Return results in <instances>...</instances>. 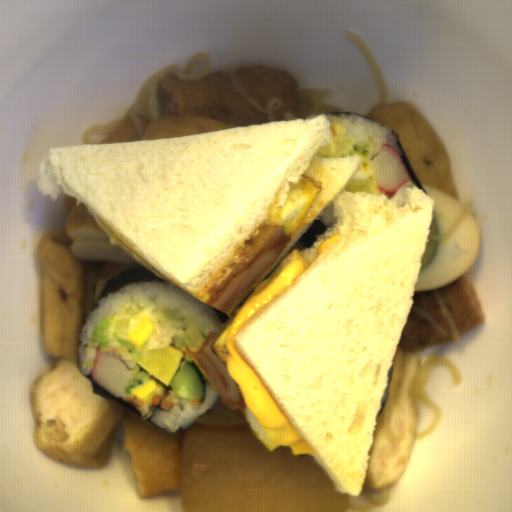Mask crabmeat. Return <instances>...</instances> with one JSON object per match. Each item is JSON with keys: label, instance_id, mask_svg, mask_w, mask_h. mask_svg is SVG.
<instances>
[{"label": "crabmeat", "instance_id": "f7934b28", "mask_svg": "<svg viewBox=\"0 0 512 512\" xmlns=\"http://www.w3.org/2000/svg\"><path fill=\"white\" fill-rule=\"evenodd\" d=\"M138 362L125 359L112 347H97L91 364V381L114 398L126 399Z\"/></svg>", "mask_w": 512, "mask_h": 512}, {"label": "crabmeat", "instance_id": "ab03a17e", "mask_svg": "<svg viewBox=\"0 0 512 512\" xmlns=\"http://www.w3.org/2000/svg\"><path fill=\"white\" fill-rule=\"evenodd\" d=\"M375 182L388 196L406 186L411 176L398 152L382 146L372 159H368Z\"/></svg>", "mask_w": 512, "mask_h": 512}]
</instances>
